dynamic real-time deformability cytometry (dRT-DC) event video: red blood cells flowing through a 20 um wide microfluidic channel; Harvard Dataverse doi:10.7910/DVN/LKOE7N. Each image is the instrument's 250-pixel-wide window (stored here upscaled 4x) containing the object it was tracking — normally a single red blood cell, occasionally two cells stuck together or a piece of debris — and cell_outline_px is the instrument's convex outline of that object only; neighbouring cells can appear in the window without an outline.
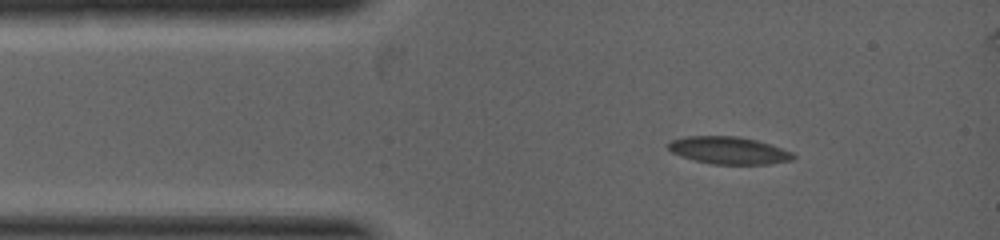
{"species": "common noctule bat (a hibernating species)", "species_latin": "Nyctalus noctula", "temperature_condition": "warm", "stored_images_in_passage": 5, "camera_frame_rate_fps": 5000, "um_per_image_px": 0.085, "animal": {"sex": "female", "body_mass_g": 19.0, "forearm_length_mm": 53.3}, "frame": {"image": 1, "passage_image": 1, "time_ms": 0.0, "image_size_px": [1000, 240], "cell_outline_px": [[796, 156], [792, 160], [768, 164], [712, 164], [680, 156], [672, 152], [668, 148], [668, 144], [672, 140], [684, 136], [736, 136], [756, 140], [772, 144], [792, 152]], "centroid_in_image_um": [61.96, 12.78], "position_along_channel_um": 23.0, "area_um2": 19.88}}
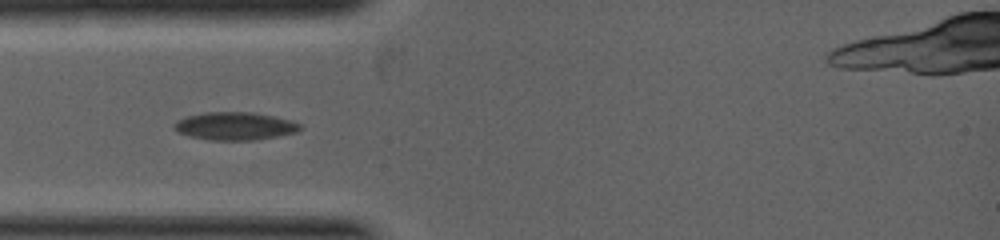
{"frame": {"image": 2, "passage_image": 4, "time_ms": 1.0, "image_size_px": [1000, 240], "cell_outline_px": [[304, 128], [296, 132], [276, 136], [252, 140], [212, 140], [188, 136], [172, 128], [176, 120], [184, 116], [204, 112], [252, 112], [292, 120], [304, 124]], "centroid_in_image_um": [19.97, 10.7], "position_along_channel_um": 65.0, "area_um2": 20.63}}
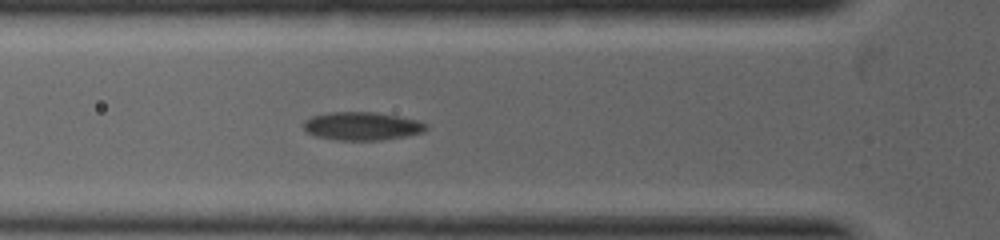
{"frame": {"image": 3, "passage_image": 5, "time_ms": 1.4, "image_size_px": [1000, 240], "cell_outline_px": [[428, 128], [424, 132], [404, 136], [380, 140], [336, 140], [316, 136], [308, 132], [304, 128], [304, 120], [312, 116], [332, 112], [376, 112], [416, 120], [428, 124]], "centroid_in_image_um": [30.77, 10.72], "position_along_channel_um": 95.0, "area_um2": 20.0}}